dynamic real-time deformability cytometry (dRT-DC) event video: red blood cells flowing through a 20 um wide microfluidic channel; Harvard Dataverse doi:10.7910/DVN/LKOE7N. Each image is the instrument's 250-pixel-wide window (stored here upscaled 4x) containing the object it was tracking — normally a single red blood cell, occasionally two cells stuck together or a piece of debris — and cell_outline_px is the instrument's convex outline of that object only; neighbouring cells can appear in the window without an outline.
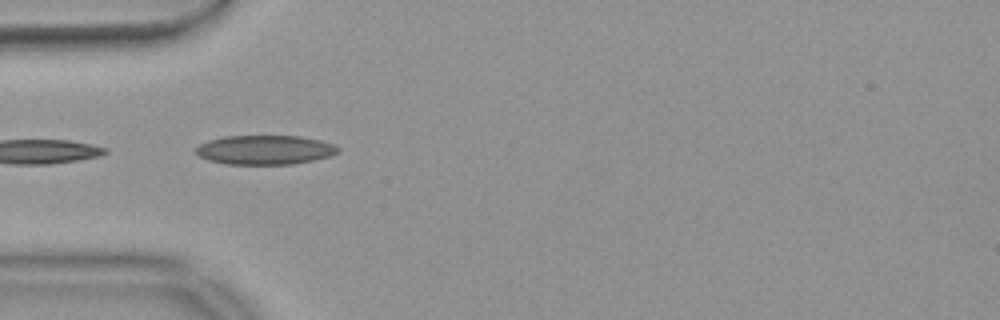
{"species": "common noctule bat (a hibernating species)", "species_latin": "Nyctalus noctula", "temperature_condition": "warm", "stored_images_in_passage": 10, "camera_frame_rate_fps": 3000, "um_per_image_px": 0.085, "animal": {"sex": "female", "body_mass_g": 18.4}, "frame": {"image": 1, "passage_image": 6, "time_ms": 1.667, "image_size_px": [1000, 320], "cell_outline_px": [[340, 152], [332, 156], [292, 164], [228, 164], [208, 160], [192, 152], [200, 144], [208, 140], [224, 136], [300, 136], [320, 140], [332, 144], [340, 148]], "centroid_in_image_um": [22.51, 12.74], "position_along_channel_um": 62.5, "area_um2": 24.33}}